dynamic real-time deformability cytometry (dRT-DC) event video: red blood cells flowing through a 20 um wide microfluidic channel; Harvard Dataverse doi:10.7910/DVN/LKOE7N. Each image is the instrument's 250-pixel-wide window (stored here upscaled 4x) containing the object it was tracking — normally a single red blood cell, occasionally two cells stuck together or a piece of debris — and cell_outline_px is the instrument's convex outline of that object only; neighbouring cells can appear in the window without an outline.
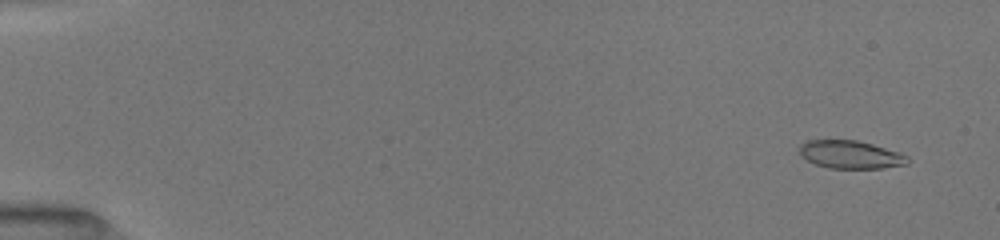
{"species": "common noctule bat (a hibernating species)", "species_latin": "Nyctalus noctula", "temperature_condition": "room temperature", "stored_images_in_passage": 25, "camera_frame_rate_fps": 3000, "um_per_image_px": 0.085, "animal": {"sex": "female", "body_mass_g": 19.5, "forearm_length_mm": 54.1}, "frame": {"image": 1, "passage_image": 5, "time_ms": 1.0, "image_size_px": [1000, 240], "cell_outline_px": [[908, 164], [880, 168], [828, 168], [816, 164], [800, 156], [800, 144], [804, 140], [856, 140], [872, 144], [900, 152], [908, 156]], "centroid_in_image_um": [72.28, 13.13], "position_along_channel_um": 12.7, "area_um2": 17.63}}
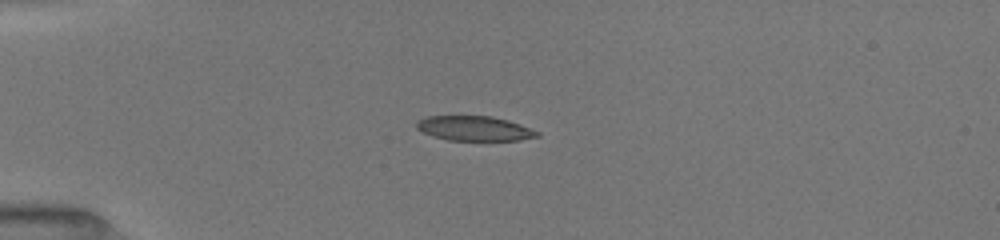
{"frame": {"image": 2, "passage_image": 20, "time_ms": 4.667, "image_size_px": [1000, 240], "cell_outline_px": [[540, 136], [520, 140], [448, 140], [432, 136], [416, 128], [416, 120], [428, 116], [492, 116], [508, 120], [520, 124], [540, 132]], "centroid_in_image_um": [40.33, 10.91], "position_along_channel_um": 44.7, "area_um2": 17.4}}